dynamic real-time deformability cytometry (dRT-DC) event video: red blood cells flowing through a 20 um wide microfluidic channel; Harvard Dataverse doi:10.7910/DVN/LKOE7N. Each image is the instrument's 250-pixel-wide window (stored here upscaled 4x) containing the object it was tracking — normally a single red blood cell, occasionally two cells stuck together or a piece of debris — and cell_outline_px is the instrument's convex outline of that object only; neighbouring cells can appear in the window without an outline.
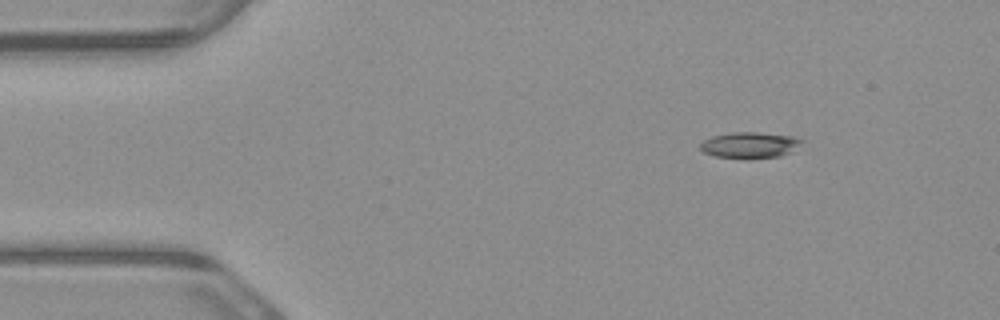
{"species": "common noctule bat (a hibernating species)", "species_latin": "Nyctalus noctula", "temperature_condition": "warm", "stored_images_in_passage": 4, "camera_frame_rate_fps": 3000, "um_per_image_px": 0.085, "animal": {"sex": "male", "body_mass_g": 23.1, "forearm_length_mm": 52.7}, "frame": {"image": 1, "passage_image": 1, "time_ms": 0.0, "image_size_px": [1000, 320], "cell_outline_px": [[804, 140], [792, 152], [780, 156], [748, 160], [712, 156], [704, 152], [700, 148], [700, 144], [704, 140], [712, 136], [732, 132], [760, 132], [796, 136]], "centroid_in_image_um": [63.75, 12.35], "position_along_channel_um": 21.3, "area_um2": 15.9}}